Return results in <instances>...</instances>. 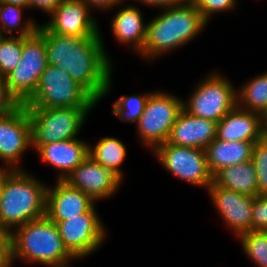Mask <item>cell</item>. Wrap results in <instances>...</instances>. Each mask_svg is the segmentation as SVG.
<instances>
[{"instance_id":"1","label":"cell","mask_w":267,"mask_h":267,"mask_svg":"<svg viewBox=\"0 0 267 267\" xmlns=\"http://www.w3.org/2000/svg\"><path fill=\"white\" fill-rule=\"evenodd\" d=\"M37 32L44 38L48 64L67 72L97 102L109 94L113 63L103 37L60 35L44 25H39Z\"/></svg>"},{"instance_id":"2","label":"cell","mask_w":267,"mask_h":267,"mask_svg":"<svg viewBox=\"0 0 267 267\" xmlns=\"http://www.w3.org/2000/svg\"><path fill=\"white\" fill-rule=\"evenodd\" d=\"M161 11L148 21L146 40L139 54L143 60L153 62L163 54L186 46L208 25L192 0Z\"/></svg>"},{"instance_id":"3","label":"cell","mask_w":267,"mask_h":267,"mask_svg":"<svg viewBox=\"0 0 267 267\" xmlns=\"http://www.w3.org/2000/svg\"><path fill=\"white\" fill-rule=\"evenodd\" d=\"M13 262L20 260L48 267H67L77 260L64 246L57 224L46 215L12 232Z\"/></svg>"},{"instance_id":"4","label":"cell","mask_w":267,"mask_h":267,"mask_svg":"<svg viewBox=\"0 0 267 267\" xmlns=\"http://www.w3.org/2000/svg\"><path fill=\"white\" fill-rule=\"evenodd\" d=\"M45 182L23 169H15L6 179L0 199V228L13 232L25 223L46 215Z\"/></svg>"},{"instance_id":"5","label":"cell","mask_w":267,"mask_h":267,"mask_svg":"<svg viewBox=\"0 0 267 267\" xmlns=\"http://www.w3.org/2000/svg\"><path fill=\"white\" fill-rule=\"evenodd\" d=\"M98 102L70 75L48 64L40 76L33 96L24 104L27 109L95 108Z\"/></svg>"},{"instance_id":"6","label":"cell","mask_w":267,"mask_h":267,"mask_svg":"<svg viewBox=\"0 0 267 267\" xmlns=\"http://www.w3.org/2000/svg\"><path fill=\"white\" fill-rule=\"evenodd\" d=\"M93 108L27 109L32 125V149L56 141L79 138L77 135Z\"/></svg>"},{"instance_id":"7","label":"cell","mask_w":267,"mask_h":267,"mask_svg":"<svg viewBox=\"0 0 267 267\" xmlns=\"http://www.w3.org/2000/svg\"><path fill=\"white\" fill-rule=\"evenodd\" d=\"M182 109L183 99L174 94L162 90L151 92L144 112L136 122L137 138L152 152L167 141Z\"/></svg>"},{"instance_id":"8","label":"cell","mask_w":267,"mask_h":267,"mask_svg":"<svg viewBox=\"0 0 267 267\" xmlns=\"http://www.w3.org/2000/svg\"><path fill=\"white\" fill-rule=\"evenodd\" d=\"M237 105V89L219 72L206 75L191 96L183 99V109L189 114L218 123Z\"/></svg>"},{"instance_id":"9","label":"cell","mask_w":267,"mask_h":267,"mask_svg":"<svg viewBox=\"0 0 267 267\" xmlns=\"http://www.w3.org/2000/svg\"><path fill=\"white\" fill-rule=\"evenodd\" d=\"M47 65L44 38L37 31L31 36L23 37L20 62L5 77L9 93L19 104H25L33 96Z\"/></svg>"},{"instance_id":"10","label":"cell","mask_w":267,"mask_h":267,"mask_svg":"<svg viewBox=\"0 0 267 267\" xmlns=\"http://www.w3.org/2000/svg\"><path fill=\"white\" fill-rule=\"evenodd\" d=\"M152 152L163 168L174 177L191 185L206 188V191L213 183V176L207 167L205 149L165 142Z\"/></svg>"},{"instance_id":"11","label":"cell","mask_w":267,"mask_h":267,"mask_svg":"<svg viewBox=\"0 0 267 267\" xmlns=\"http://www.w3.org/2000/svg\"><path fill=\"white\" fill-rule=\"evenodd\" d=\"M51 221L57 224L64 246L78 260L91 255L105 241L107 230L97 212Z\"/></svg>"},{"instance_id":"12","label":"cell","mask_w":267,"mask_h":267,"mask_svg":"<svg viewBox=\"0 0 267 267\" xmlns=\"http://www.w3.org/2000/svg\"><path fill=\"white\" fill-rule=\"evenodd\" d=\"M32 148V125L27 108L20 104L0 115V160L7 168L22 169V156Z\"/></svg>"},{"instance_id":"13","label":"cell","mask_w":267,"mask_h":267,"mask_svg":"<svg viewBox=\"0 0 267 267\" xmlns=\"http://www.w3.org/2000/svg\"><path fill=\"white\" fill-rule=\"evenodd\" d=\"M83 0H63L43 25L51 32L78 37H102L99 24Z\"/></svg>"},{"instance_id":"14","label":"cell","mask_w":267,"mask_h":267,"mask_svg":"<svg viewBox=\"0 0 267 267\" xmlns=\"http://www.w3.org/2000/svg\"><path fill=\"white\" fill-rule=\"evenodd\" d=\"M207 192L226 227L233 231L235 237L251 231L254 197L217 186L214 182Z\"/></svg>"},{"instance_id":"15","label":"cell","mask_w":267,"mask_h":267,"mask_svg":"<svg viewBox=\"0 0 267 267\" xmlns=\"http://www.w3.org/2000/svg\"><path fill=\"white\" fill-rule=\"evenodd\" d=\"M64 181L81 190L96 203L114 196L123 183L115 174L95 162L90 156H87Z\"/></svg>"},{"instance_id":"16","label":"cell","mask_w":267,"mask_h":267,"mask_svg":"<svg viewBox=\"0 0 267 267\" xmlns=\"http://www.w3.org/2000/svg\"><path fill=\"white\" fill-rule=\"evenodd\" d=\"M96 202L64 180L47 187L46 216L50 220H67L85 212H97Z\"/></svg>"},{"instance_id":"17","label":"cell","mask_w":267,"mask_h":267,"mask_svg":"<svg viewBox=\"0 0 267 267\" xmlns=\"http://www.w3.org/2000/svg\"><path fill=\"white\" fill-rule=\"evenodd\" d=\"M263 116L236 105L218 123L216 138L256 143L265 135Z\"/></svg>"},{"instance_id":"18","label":"cell","mask_w":267,"mask_h":267,"mask_svg":"<svg viewBox=\"0 0 267 267\" xmlns=\"http://www.w3.org/2000/svg\"><path fill=\"white\" fill-rule=\"evenodd\" d=\"M217 123L186 112L179 113L171 128L167 143L205 149L216 139Z\"/></svg>"},{"instance_id":"19","label":"cell","mask_w":267,"mask_h":267,"mask_svg":"<svg viewBox=\"0 0 267 267\" xmlns=\"http://www.w3.org/2000/svg\"><path fill=\"white\" fill-rule=\"evenodd\" d=\"M36 151L43 162L59 170L56 180H65L87 158L89 143L74 138L41 145Z\"/></svg>"},{"instance_id":"20","label":"cell","mask_w":267,"mask_h":267,"mask_svg":"<svg viewBox=\"0 0 267 267\" xmlns=\"http://www.w3.org/2000/svg\"><path fill=\"white\" fill-rule=\"evenodd\" d=\"M123 6L112 17L111 32L118 43L132 47L139 55L146 40L148 23H144L143 14L136 5Z\"/></svg>"},{"instance_id":"21","label":"cell","mask_w":267,"mask_h":267,"mask_svg":"<svg viewBox=\"0 0 267 267\" xmlns=\"http://www.w3.org/2000/svg\"><path fill=\"white\" fill-rule=\"evenodd\" d=\"M254 142L215 139L205 148L207 167L214 176L222 168L252 160Z\"/></svg>"},{"instance_id":"22","label":"cell","mask_w":267,"mask_h":267,"mask_svg":"<svg viewBox=\"0 0 267 267\" xmlns=\"http://www.w3.org/2000/svg\"><path fill=\"white\" fill-rule=\"evenodd\" d=\"M213 182L217 186H222L247 196H258L257 176L252 160L222 168L213 176Z\"/></svg>"},{"instance_id":"23","label":"cell","mask_w":267,"mask_h":267,"mask_svg":"<svg viewBox=\"0 0 267 267\" xmlns=\"http://www.w3.org/2000/svg\"><path fill=\"white\" fill-rule=\"evenodd\" d=\"M95 162L115 174L122 182L124 179L123 162L127 156L126 145L115 137H104L92 146L89 143V154Z\"/></svg>"},{"instance_id":"24","label":"cell","mask_w":267,"mask_h":267,"mask_svg":"<svg viewBox=\"0 0 267 267\" xmlns=\"http://www.w3.org/2000/svg\"><path fill=\"white\" fill-rule=\"evenodd\" d=\"M237 105L264 116L267 112V72L252 77L237 89Z\"/></svg>"},{"instance_id":"25","label":"cell","mask_w":267,"mask_h":267,"mask_svg":"<svg viewBox=\"0 0 267 267\" xmlns=\"http://www.w3.org/2000/svg\"><path fill=\"white\" fill-rule=\"evenodd\" d=\"M26 8H21L8 3L0 2V29L4 36L28 37L33 35L39 26L34 19L26 18L22 20L23 12Z\"/></svg>"},{"instance_id":"26","label":"cell","mask_w":267,"mask_h":267,"mask_svg":"<svg viewBox=\"0 0 267 267\" xmlns=\"http://www.w3.org/2000/svg\"><path fill=\"white\" fill-rule=\"evenodd\" d=\"M150 93L151 91L140 95H122L114 102L111 113L120 121L136 124L144 112Z\"/></svg>"},{"instance_id":"27","label":"cell","mask_w":267,"mask_h":267,"mask_svg":"<svg viewBox=\"0 0 267 267\" xmlns=\"http://www.w3.org/2000/svg\"><path fill=\"white\" fill-rule=\"evenodd\" d=\"M245 255L256 267H267V231L251 230L238 237Z\"/></svg>"},{"instance_id":"28","label":"cell","mask_w":267,"mask_h":267,"mask_svg":"<svg viewBox=\"0 0 267 267\" xmlns=\"http://www.w3.org/2000/svg\"><path fill=\"white\" fill-rule=\"evenodd\" d=\"M23 51L22 36H4L0 40V77L5 78L19 64Z\"/></svg>"},{"instance_id":"29","label":"cell","mask_w":267,"mask_h":267,"mask_svg":"<svg viewBox=\"0 0 267 267\" xmlns=\"http://www.w3.org/2000/svg\"><path fill=\"white\" fill-rule=\"evenodd\" d=\"M252 162L256 170L258 195L267 194V134L254 144Z\"/></svg>"},{"instance_id":"30","label":"cell","mask_w":267,"mask_h":267,"mask_svg":"<svg viewBox=\"0 0 267 267\" xmlns=\"http://www.w3.org/2000/svg\"><path fill=\"white\" fill-rule=\"evenodd\" d=\"M204 19H210L218 13L228 12L237 7V0H192ZM213 15V16H212Z\"/></svg>"},{"instance_id":"31","label":"cell","mask_w":267,"mask_h":267,"mask_svg":"<svg viewBox=\"0 0 267 267\" xmlns=\"http://www.w3.org/2000/svg\"><path fill=\"white\" fill-rule=\"evenodd\" d=\"M251 230L267 231V194L254 197Z\"/></svg>"},{"instance_id":"32","label":"cell","mask_w":267,"mask_h":267,"mask_svg":"<svg viewBox=\"0 0 267 267\" xmlns=\"http://www.w3.org/2000/svg\"><path fill=\"white\" fill-rule=\"evenodd\" d=\"M13 264L12 232L0 228V267H12Z\"/></svg>"},{"instance_id":"33","label":"cell","mask_w":267,"mask_h":267,"mask_svg":"<svg viewBox=\"0 0 267 267\" xmlns=\"http://www.w3.org/2000/svg\"><path fill=\"white\" fill-rule=\"evenodd\" d=\"M20 104L9 93L5 78L0 77V115L10 113Z\"/></svg>"},{"instance_id":"34","label":"cell","mask_w":267,"mask_h":267,"mask_svg":"<svg viewBox=\"0 0 267 267\" xmlns=\"http://www.w3.org/2000/svg\"><path fill=\"white\" fill-rule=\"evenodd\" d=\"M62 1L63 0H29V9H40L49 16Z\"/></svg>"},{"instance_id":"35","label":"cell","mask_w":267,"mask_h":267,"mask_svg":"<svg viewBox=\"0 0 267 267\" xmlns=\"http://www.w3.org/2000/svg\"><path fill=\"white\" fill-rule=\"evenodd\" d=\"M91 10H104L107 11L108 9H114L124 3L126 0H83ZM113 7V8H112Z\"/></svg>"},{"instance_id":"36","label":"cell","mask_w":267,"mask_h":267,"mask_svg":"<svg viewBox=\"0 0 267 267\" xmlns=\"http://www.w3.org/2000/svg\"><path fill=\"white\" fill-rule=\"evenodd\" d=\"M132 1H138L139 3L144 5L163 9L172 6L182 5L189 2L190 0H132Z\"/></svg>"},{"instance_id":"37","label":"cell","mask_w":267,"mask_h":267,"mask_svg":"<svg viewBox=\"0 0 267 267\" xmlns=\"http://www.w3.org/2000/svg\"><path fill=\"white\" fill-rule=\"evenodd\" d=\"M14 170L15 169L6 167L0 172V199H1L2 194H3V189H4V186L6 183V179Z\"/></svg>"},{"instance_id":"38","label":"cell","mask_w":267,"mask_h":267,"mask_svg":"<svg viewBox=\"0 0 267 267\" xmlns=\"http://www.w3.org/2000/svg\"><path fill=\"white\" fill-rule=\"evenodd\" d=\"M1 3H8L21 8L29 9V0H0Z\"/></svg>"},{"instance_id":"39","label":"cell","mask_w":267,"mask_h":267,"mask_svg":"<svg viewBox=\"0 0 267 267\" xmlns=\"http://www.w3.org/2000/svg\"><path fill=\"white\" fill-rule=\"evenodd\" d=\"M263 126H264L265 133L267 134V112L263 116Z\"/></svg>"},{"instance_id":"40","label":"cell","mask_w":267,"mask_h":267,"mask_svg":"<svg viewBox=\"0 0 267 267\" xmlns=\"http://www.w3.org/2000/svg\"><path fill=\"white\" fill-rule=\"evenodd\" d=\"M4 37V35L2 34L1 32V29H0V40Z\"/></svg>"},{"instance_id":"41","label":"cell","mask_w":267,"mask_h":267,"mask_svg":"<svg viewBox=\"0 0 267 267\" xmlns=\"http://www.w3.org/2000/svg\"><path fill=\"white\" fill-rule=\"evenodd\" d=\"M5 167L3 165L0 166V172L4 169Z\"/></svg>"}]
</instances>
